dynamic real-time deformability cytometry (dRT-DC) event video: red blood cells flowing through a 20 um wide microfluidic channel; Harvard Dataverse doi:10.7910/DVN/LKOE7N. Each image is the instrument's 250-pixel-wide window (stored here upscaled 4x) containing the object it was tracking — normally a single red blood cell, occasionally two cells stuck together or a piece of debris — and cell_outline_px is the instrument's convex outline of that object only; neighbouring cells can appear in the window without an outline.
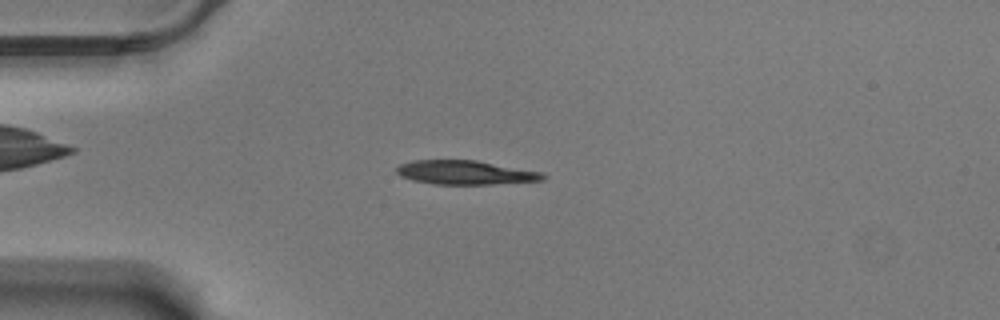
{"species": "Egyptian fruit bat (a non-hibernating species)", "species_latin": "Rousettus aegyptiacus", "temperature_condition": "warm", "stored_images_in_passage": 52, "camera_frame_rate_fps": 3000, "um_per_image_px": 0.085, "animal": {"sex": "male"}, "frame": {"image": 1, "passage_image": 9, "time_ms": 2.667, "image_size_px": [1000, 320], "cell_outline_px": [[548, 176], [544, 180], [492, 184], [436, 184], [412, 180], [400, 176], [396, 172], [396, 168], [400, 164], [412, 160], [476, 160], [540, 172]], "centroid_in_image_um": [39.52, 14.66], "position_along_channel_um": 45.5, "area_um2": 20.35}}
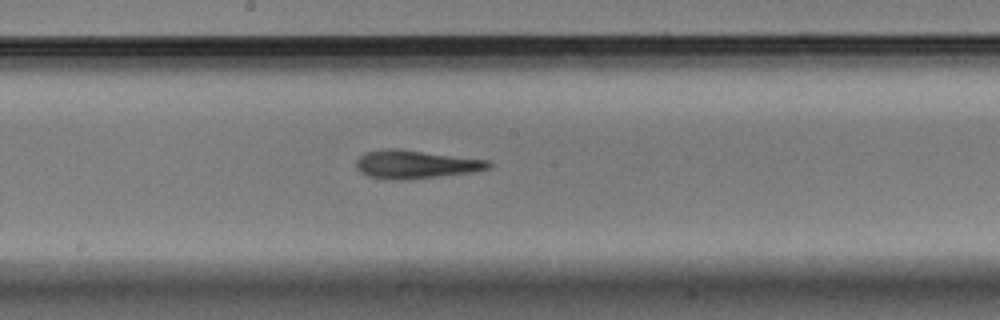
{"frame": {"image": 2, "passage_image": 25, "time_ms": 8.0, "image_size_px": [1000, 320], "cell_outline_px": [[492, 168], [476, 172], [408, 180], [392, 180], [368, 176], [360, 172], [356, 168], [356, 160], [364, 152], [388, 148], [400, 148], [488, 160], [492, 164]], "centroid_in_image_um": [35.35, 13.97], "position_along_channel_um": 212.9, "area_um2": 22.31}}
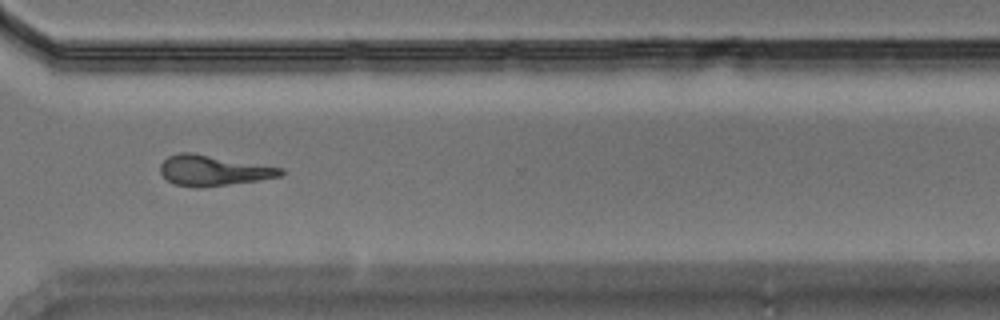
{"frame": {"image": 3, "passage_image": 37, "time_ms": 12.0, "image_size_px": [1000, 320], "cell_outline_px": [[284, 172], [280, 176], [256, 180], [200, 188], [196, 188], [172, 184], [160, 172], [160, 164], [168, 156], [180, 152], [192, 152], [284, 168]], "centroid_in_image_um": [18.09, 14.48], "position_along_channel_um": 352.5, "area_um2": 21.33}, "authors_computed_cell_mechanics": {"area_um2": 20.9236, "velocity_mm_per_s": 3.4954, "shape_relaxation_time_tau1_ms": null, "shape_relaxation_time_tau2_ms": 4.5924, "deformation_change_tau1": null, "deformation_change_tau2": 0.1482}}